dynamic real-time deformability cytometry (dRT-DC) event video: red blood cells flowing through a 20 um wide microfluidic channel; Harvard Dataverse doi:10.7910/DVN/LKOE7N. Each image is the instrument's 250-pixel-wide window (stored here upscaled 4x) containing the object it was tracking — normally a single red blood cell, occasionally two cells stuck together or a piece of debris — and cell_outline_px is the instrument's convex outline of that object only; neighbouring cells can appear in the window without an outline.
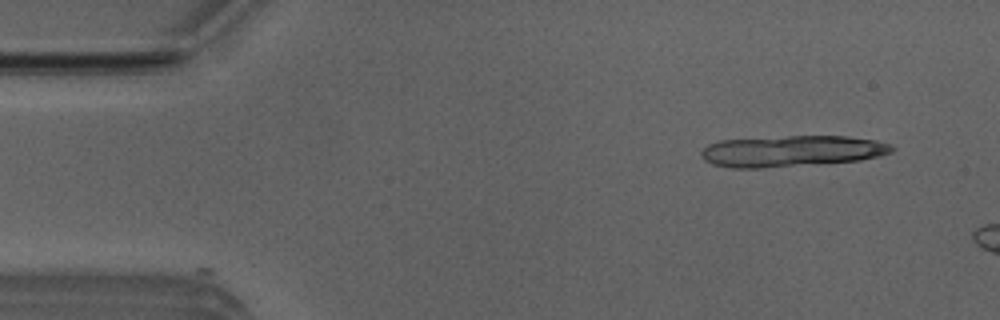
{"species": "Egyptian fruit bat (a non-hibernating species)", "species_latin": "Rousettus aegyptiacus", "temperature_condition": "room temperature", "stored_images_in_passage": 3, "camera_frame_rate_fps": 3000, "um_per_image_px": 0.085, "animal": {"sex": "male"}, "frame": {"image": 1, "passage_image": 1, "time_ms": 0.0, "image_size_px": [1000, 320], "cell_outline_px": [[896, 148], [892, 152], [880, 156], [860, 160], [764, 168], [732, 168], [712, 164], [704, 160], [700, 156], [700, 152], [708, 144], [720, 140], [788, 136], [848, 136], [876, 140], [892, 144]], "centroid_in_image_um": [67.31, 12.84], "position_along_channel_um": 17.7, "area_um2": 34.85}}